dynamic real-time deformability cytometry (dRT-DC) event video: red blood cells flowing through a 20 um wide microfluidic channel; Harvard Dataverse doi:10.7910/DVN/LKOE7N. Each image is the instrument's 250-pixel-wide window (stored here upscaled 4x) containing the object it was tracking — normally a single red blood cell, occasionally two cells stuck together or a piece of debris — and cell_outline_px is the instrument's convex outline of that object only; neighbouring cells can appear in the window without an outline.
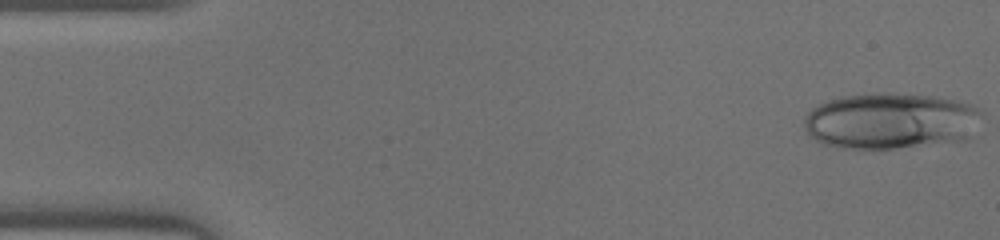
{"species": "human", "species_latin": "Homo sapiens", "temperature_condition": "warm", "stored_images_in_passage": 42, "camera_frame_rate_fps": 3000, "um_per_image_px": 0.085, "donor": {"sex": "male"}, "frame": {"image": 1, "passage_image": 1, "time_ms": 0.0, "image_size_px": [1000, 240], "cell_outline_px": [[984, 112], [968, 140], [896, 148], [844, 148], [820, 144], [808, 136], [804, 128], [804, 120], [808, 112], [812, 108], [828, 100], [844, 96], [876, 92], [884, 92], [936, 96], [956, 100], [972, 104]], "centroid_in_image_um": [75.71, 10.27], "position_along_channel_um": 9.3, "area_um2": 58.78}}
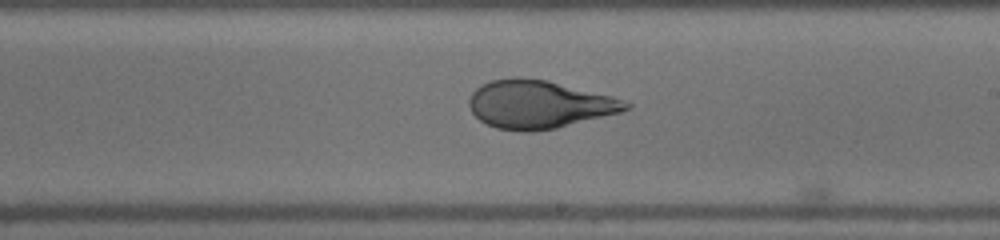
{"frame": {"image": 2, "passage_image": 26, "time_ms": 8.333, "image_size_px": [1000, 240], "cell_outline_px": [[632, 108], [620, 112], [556, 128], [532, 132], [520, 132], [496, 128], [480, 120], [472, 112], [468, 104], [468, 100], [472, 92], [480, 84], [492, 80], [516, 76], [520, 76], [548, 80], [612, 96], [632, 104]], "centroid_in_image_um": [45.79, 8.86], "position_along_channel_um": 243.2, "area_um2": 44.1}}
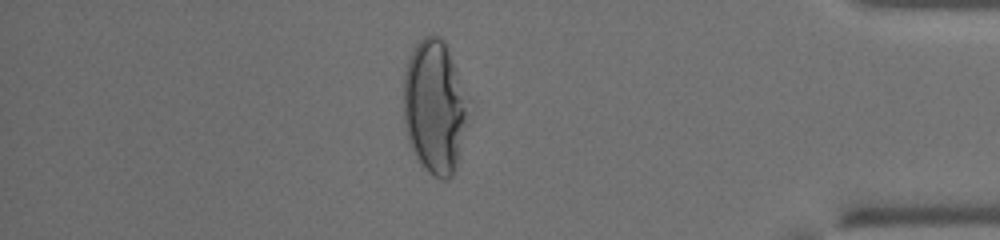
{"frame": {"image": 3, "passage_image": 39, "time_ms": 12.667, "image_size_px": [1000, 240], "cell_outline_px": [[472, 100], [460, 156], [456, 168], [452, 176], [448, 180], [440, 180], [428, 172], [416, 160], [408, 140], [404, 124], [404, 72], [408, 60], [416, 44], [424, 36], [432, 32], [440, 36], [444, 40]], "centroid_in_image_um": [37.0, 9.09], "position_along_channel_um": 398.2, "area_um2": 52.02}}